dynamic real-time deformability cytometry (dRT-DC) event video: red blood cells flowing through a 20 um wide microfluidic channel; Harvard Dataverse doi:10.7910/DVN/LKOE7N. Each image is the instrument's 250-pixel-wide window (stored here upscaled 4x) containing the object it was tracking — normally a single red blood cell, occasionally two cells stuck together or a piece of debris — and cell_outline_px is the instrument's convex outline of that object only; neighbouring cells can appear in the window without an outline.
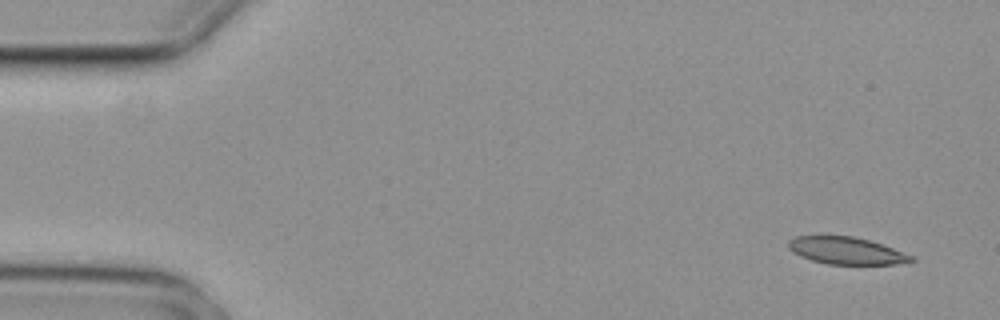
{"species": "common noctule bat (a hibernating species)", "species_latin": "Nyctalus noctula", "temperature_condition": "cold", "stored_images_in_passage": 4, "segment_of_instrument_passage": [2, 2], "camera_frame_rate_fps": 3000, "um_per_image_px": 0.085, "animal": {"sex": "female", "body_mass_g": 29.2, "forearm_length_mm": 56.3}, "frame": {"image": 1, "passage_image": 4, "time_ms": 1.0, "image_size_px": [1000, 320], "cell_outline_px": [[916, 260], [896, 264], [828, 264], [812, 260], [800, 256], [792, 252], [788, 248], [788, 240], [796, 236], [820, 232], [852, 236], [868, 240], [916, 256]], "centroid_in_image_um": [71.85, 21.26], "position_along_channel_um": 13.1, "area_um2": 20.17}}